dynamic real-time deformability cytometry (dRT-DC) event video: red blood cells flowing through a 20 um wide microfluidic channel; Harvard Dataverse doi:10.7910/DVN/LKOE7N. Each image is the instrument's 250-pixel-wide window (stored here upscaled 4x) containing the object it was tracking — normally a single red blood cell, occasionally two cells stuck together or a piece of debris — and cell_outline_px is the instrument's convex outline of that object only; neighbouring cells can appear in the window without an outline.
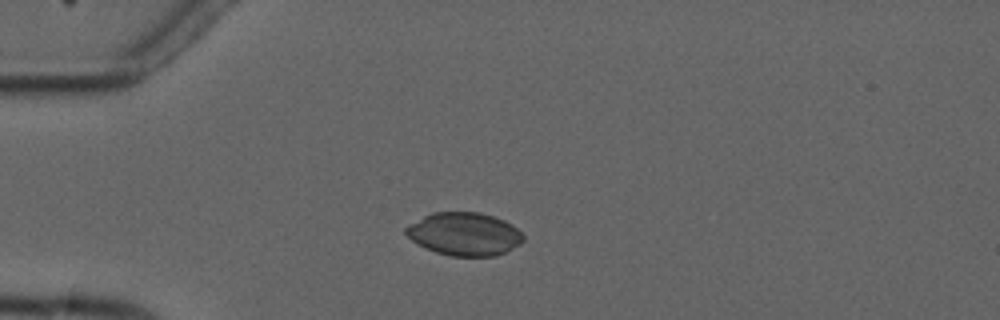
{"species": "common noctule bat (a hibernating species)", "species_latin": "Nyctalus noctula", "temperature_condition": "cold", "stored_images_in_passage": 5, "camera_frame_rate_fps": 3000, "um_per_image_px": 0.085, "animal": {"sex": "male", "forearm_length_mm": 52.5}, "frame": {"image": 1, "passage_image": 3, "time_ms": 2.0, "image_size_px": [1000, 320], "cell_outline_px": [[524, 240], [520, 244], [496, 256], [452, 256], [436, 252], [412, 240], [404, 232], [404, 228], [408, 224], [432, 212], [480, 212], [504, 220], [512, 224], [524, 236]], "centroid_in_image_um": [39.47, 19.88], "position_along_channel_um": 45.5, "area_um2": 29.3}}
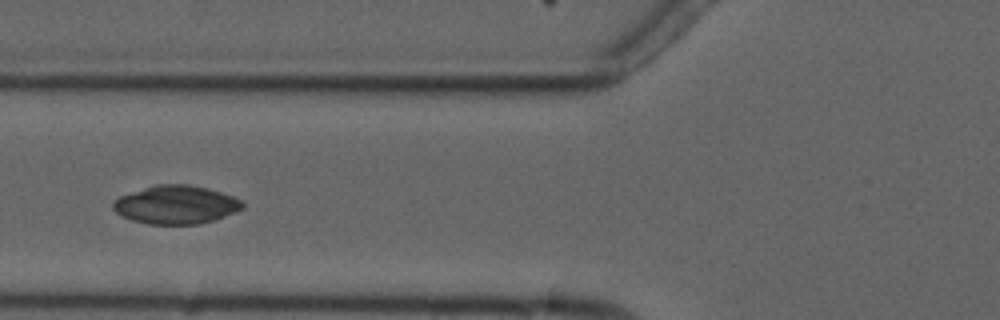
{"frame": {"image": 2, "passage_image": 5, "time_ms": 4.333, "image_size_px": [1000, 320], "cell_outline_px": [[244, 208], [236, 212], [200, 224], [148, 224], [132, 220], [116, 212], [112, 208], [112, 204], [120, 196], [156, 184], [188, 184], [208, 188], [244, 200]], "centroid_in_image_um": [14.99, 17.4], "position_along_channel_um": 110.8, "area_um2": 28.84}}